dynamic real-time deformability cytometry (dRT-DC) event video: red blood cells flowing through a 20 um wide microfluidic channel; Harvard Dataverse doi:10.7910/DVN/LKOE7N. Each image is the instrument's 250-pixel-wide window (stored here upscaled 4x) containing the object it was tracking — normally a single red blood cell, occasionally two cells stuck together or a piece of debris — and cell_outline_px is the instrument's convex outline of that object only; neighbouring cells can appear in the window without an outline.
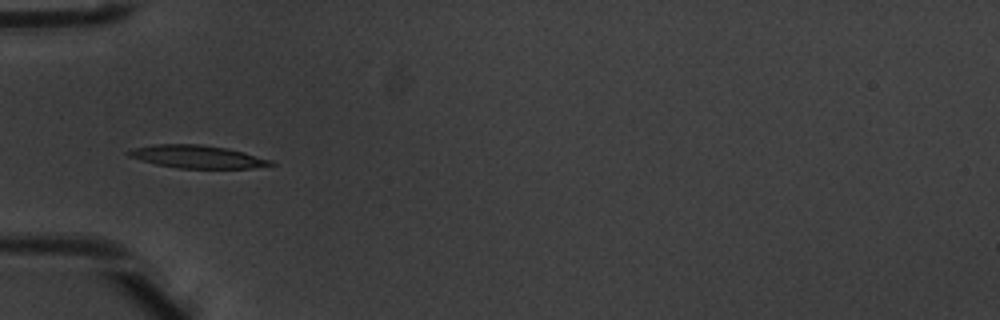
{"species": "common noctule bat (a hibernating species)", "species_latin": "Nyctalus noctula", "temperature_condition": "warm", "stored_images_in_passage": 9, "camera_frame_rate_fps": 3000, "um_per_image_px": 0.085, "animal": {"sex": "male", "body_mass_g": 20.1, "forearm_length_mm": 53.5}, "frame": {"image": 1, "passage_image": 6, "time_ms": 1.667, "image_size_px": [1000, 320], "cell_outline_px": [[276, 164], [252, 168], [180, 168], [156, 164], [128, 156], [124, 152], [136, 148], [156, 144], [200, 144], [228, 148], [244, 152], [272, 160]], "centroid_in_image_um": [16.79, 13.31], "position_along_channel_um": 68.2, "area_um2": 18.79}}
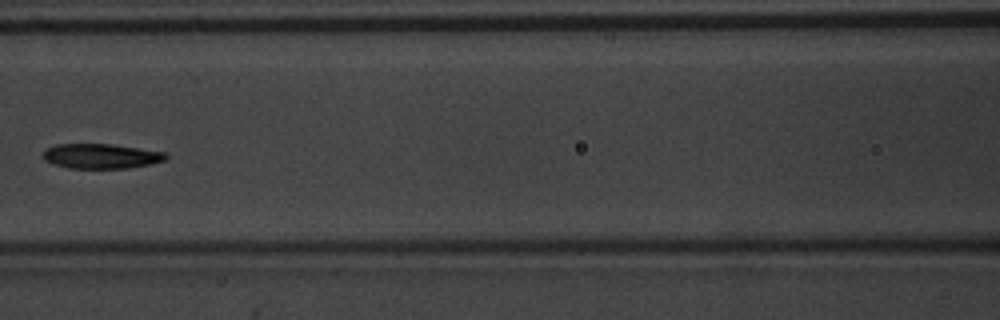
{"frame": {"image": 2, "passage_image": 8, "time_ms": 2.333, "image_size_px": [1000, 320], "cell_outline_px": [[168, 160], [152, 164], [128, 168], [68, 168], [52, 164], [44, 160], [40, 156], [48, 148], [56, 144], [112, 144], [168, 152]], "centroid_in_image_um": [8.63, 13.27], "position_along_channel_um": 158.0, "area_um2": 18.09}}